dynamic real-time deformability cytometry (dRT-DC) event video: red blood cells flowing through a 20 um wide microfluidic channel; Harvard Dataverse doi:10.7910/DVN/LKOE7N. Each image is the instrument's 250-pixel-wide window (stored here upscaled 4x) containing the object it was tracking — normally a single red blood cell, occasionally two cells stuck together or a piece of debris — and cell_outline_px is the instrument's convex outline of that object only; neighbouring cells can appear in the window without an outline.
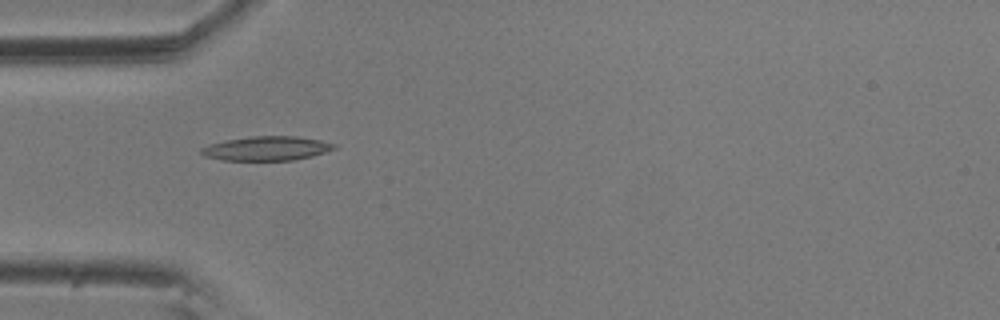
{"species": "common noctule bat (a hibernating species)", "species_latin": "Nyctalus noctula", "temperature_condition": "room temperature", "stored_images_in_passage": 5, "camera_frame_rate_fps": 3000, "um_per_image_px": 0.085, "animal": {"sex": "male", "body_mass_g": 20.5, "forearm_length_mm": 52.5}, "frame": {"image": 1, "passage_image": 4, "time_ms": 1.0, "image_size_px": [1000, 320], "cell_outline_px": [[336, 148], [312, 156], [292, 160], [220, 160], [204, 156], [200, 152], [200, 148], [208, 144], [224, 140], [252, 136], [296, 136], [320, 140], [336, 144]], "centroid_in_image_um": [22.62, 12.61], "position_along_channel_um": 62.4, "area_um2": 18.79}}
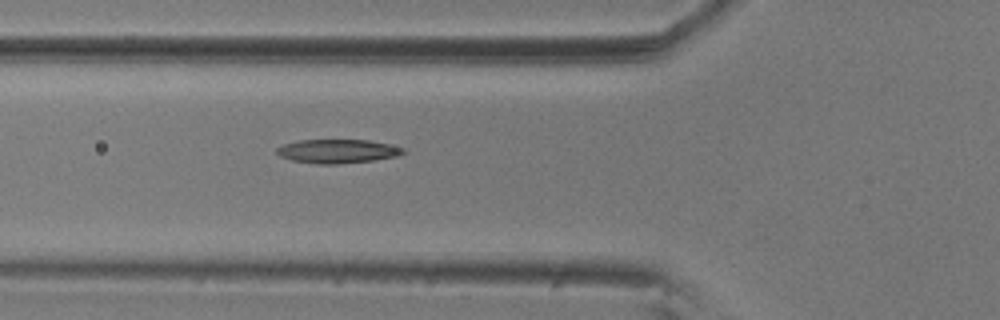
{"frame": {"image": 2, "passage_image": 5, "time_ms": 1.333, "image_size_px": [1000, 320], "cell_outline_px": [[408, 152], [396, 156], [372, 160], [336, 164], [316, 164], [292, 160], [280, 156], [276, 152], [276, 148], [284, 144], [300, 140], [368, 140], [388, 144], [404, 148]], "centroid_in_image_um": [28.69, 12.85], "position_along_channel_um": 97.1, "area_um2": 17.46}}